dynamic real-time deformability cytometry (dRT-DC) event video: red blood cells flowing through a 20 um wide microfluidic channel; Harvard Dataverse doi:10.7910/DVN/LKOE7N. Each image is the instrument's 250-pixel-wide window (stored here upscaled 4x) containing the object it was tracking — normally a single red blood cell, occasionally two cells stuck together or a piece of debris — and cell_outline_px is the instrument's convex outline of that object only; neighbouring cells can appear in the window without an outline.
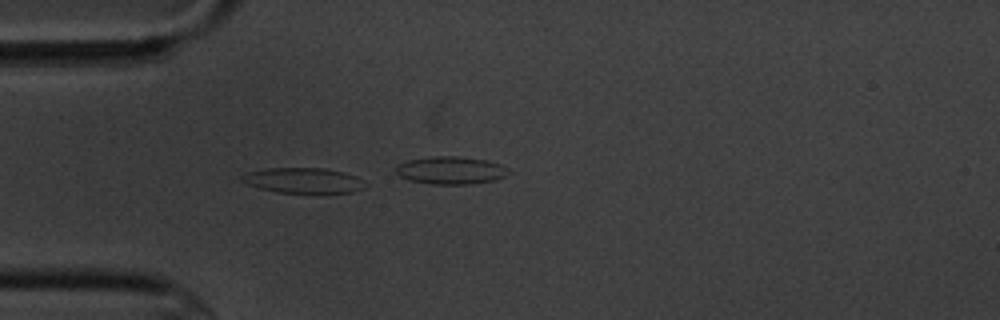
{"species": "common noctule bat (a hibernating species)", "species_latin": "Nyctalus noctula", "temperature_condition": "cold", "stored_images_in_passage": 17, "camera_frame_rate_fps": 3000, "um_per_image_px": 0.085, "animal": {"sex": "male", "body_mass_g": 20.1, "forearm_length_mm": 53.5}, "frame": {"image": 1, "passage_image": 5, "time_ms": 4.667, "image_size_px": [1000, 320], "cell_outline_px": [[368, 184], [364, 188], [352, 192], [320, 196], [276, 192], [260, 188], [248, 184], [240, 180], [240, 176], [244, 172], [268, 168], [324, 168], [344, 172], [356, 176]], "centroid_in_image_um": [25.83, 15.38], "position_along_channel_um": 59.2, "area_um2": 19.25}}
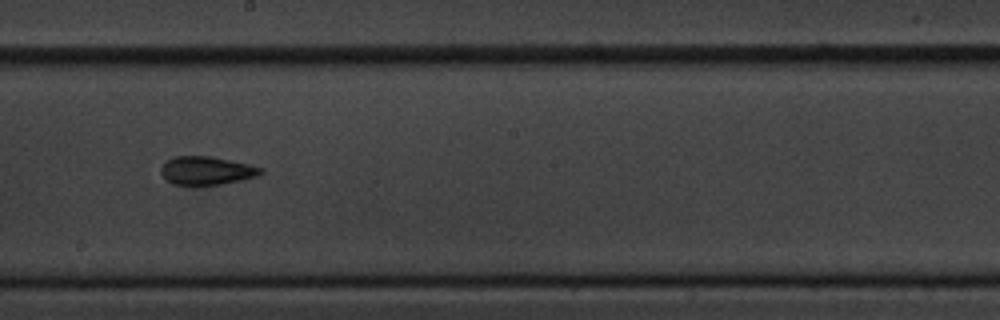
{"frame": {"image": 2, "passage_image": 10, "time_ms": 10.333, "image_size_px": [1000, 320], "cell_outline_px": [[264, 172], [256, 176], [240, 180], [220, 184], [172, 184], [164, 180], [160, 172], [160, 168], [164, 160], [176, 156], [208, 156], [248, 164], [264, 168]], "centroid_in_image_um": [17.5, 14.49], "position_along_channel_um": 230.7, "area_um2": 16.42}}
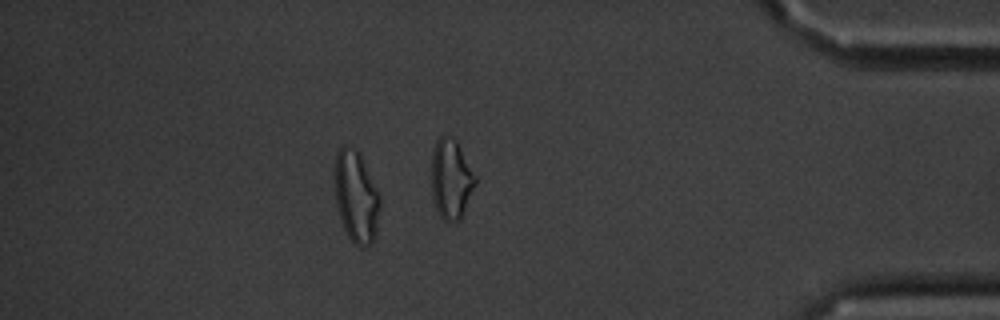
{"frame": {"image": 3, "passage_image": 15, "time_ms": 16.0, "image_size_px": [1000, 320], "cell_outline_px": [[380, 208], [376, 232], [372, 244], [364, 248], [360, 248], [348, 236], [344, 228], [336, 204], [332, 172], [336, 152], [344, 144], [356, 148], [360, 152], [380, 196]], "centroid_in_image_um": [30.24, 16.67], "position_along_channel_um": 405.0, "area_um2": 24.85}, "authors_computed_cell_mechanics": {"area_um2": 18.2648, "velocity_mm_per_s": 3.4852, "shape_relaxation_time_tau1_ms": null, "shape_relaxation_time_tau2_ms": 0.925, "deformation_change_tau1": null, "deformation_change_tau2": 0.055}}